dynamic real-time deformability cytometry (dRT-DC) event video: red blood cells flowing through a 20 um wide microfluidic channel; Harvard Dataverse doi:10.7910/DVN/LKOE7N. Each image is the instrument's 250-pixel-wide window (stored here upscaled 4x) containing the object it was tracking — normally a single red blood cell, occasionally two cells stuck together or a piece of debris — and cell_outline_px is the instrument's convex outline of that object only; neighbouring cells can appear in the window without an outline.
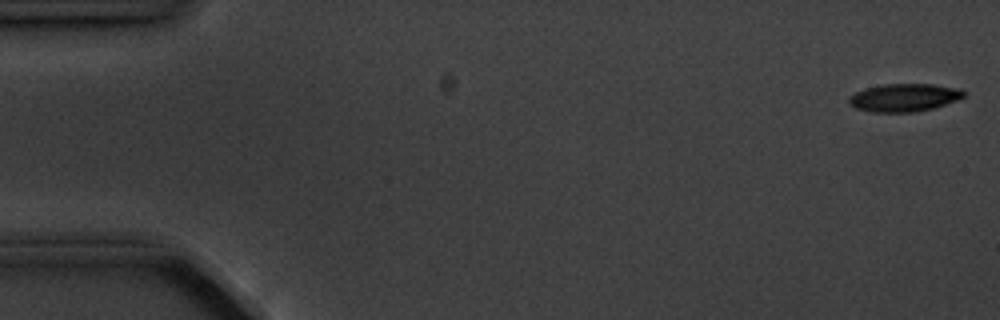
{"species": "common noctule bat (a hibernating species)", "species_latin": "Nyctalus noctula", "temperature_condition": "cold", "stored_images_in_passage": 7, "camera_frame_rate_fps": 3000, "um_per_image_px": 0.085, "animal": {"sex": "male", "body_mass_g": 20.1, "forearm_length_mm": 53.5}, "frame": {"image": 1, "passage_image": 1, "time_ms": 0.0, "image_size_px": [1000, 320], "cell_outline_px": [[964, 96], [956, 100], [932, 108], [916, 112], [872, 112], [856, 108], [848, 104], [848, 96], [856, 92], [880, 84], [932, 84], [960, 88], [964, 92]], "centroid_in_image_um": [76.82, 8.29], "position_along_channel_um": 8.2, "area_um2": 18.61}}